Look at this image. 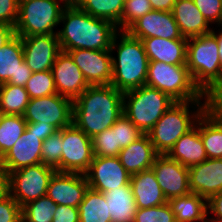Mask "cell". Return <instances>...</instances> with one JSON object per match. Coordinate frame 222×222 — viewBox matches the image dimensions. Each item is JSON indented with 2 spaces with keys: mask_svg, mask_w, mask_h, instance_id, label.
<instances>
[{
  "mask_svg": "<svg viewBox=\"0 0 222 222\" xmlns=\"http://www.w3.org/2000/svg\"><path fill=\"white\" fill-rule=\"evenodd\" d=\"M123 114V92L110 85L89 86L73 100L72 123L90 138L109 129Z\"/></svg>",
  "mask_w": 222,
  "mask_h": 222,
  "instance_id": "cell-1",
  "label": "cell"
},
{
  "mask_svg": "<svg viewBox=\"0 0 222 222\" xmlns=\"http://www.w3.org/2000/svg\"><path fill=\"white\" fill-rule=\"evenodd\" d=\"M57 30V37L62 51L75 49L110 50L118 27L112 22L95 18L78 6L65 7Z\"/></svg>",
  "mask_w": 222,
  "mask_h": 222,
  "instance_id": "cell-2",
  "label": "cell"
},
{
  "mask_svg": "<svg viewBox=\"0 0 222 222\" xmlns=\"http://www.w3.org/2000/svg\"><path fill=\"white\" fill-rule=\"evenodd\" d=\"M216 37L210 32L187 39L186 66L199 89L213 101H222V65Z\"/></svg>",
  "mask_w": 222,
  "mask_h": 222,
  "instance_id": "cell-3",
  "label": "cell"
},
{
  "mask_svg": "<svg viewBox=\"0 0 222 222\" xmlns=\"http://www.w3.org/2000/svg\"><path fill=\"white\" fill-rule=\"evenodd\" d=\"M114 50H117V58L112 55L111 85L123 93L144 86L149 59L142 40L119 31L110 47L112 54Z\"/></svg>",
  "mask_w": 222,
  "mask_h": 222,
  "instance_id": "cell-4",
  "label": "cell"
},
{
  "mask_svg": "<svg viewBox=\"0 0 222 222\" xmlns=\"http://www.w3.org/2000/svg\"><path fill=\"white\" fill-rule=\"evenodd\" d=\"M213 102L176 101L147 133L155 151L159 155H166L176 141L196 125Z\"/></svg>",
  "mask_w": 222,
  "mask_h": 222,
  "instance_id": "cell-5",
  "label": "cell"
},
{
  "mask_svg": "<svg viewBox=\"0 0 222 222\" xmlns=\"http://www.w3.org/2000/svg\"><path fill=\"white\" fill-rule=\"evenodd\" d=\"M145 85L168 94L175 101L212 100L194 83L186 64L149 61Z\"/></svg>",
  "mask_w": 222,
  "mask_h": 222,
  "instance_id": "cell-6",
  "label": "cell"
},
{
  "mask_svg": "<svg viewBox=\"0 0 222 222\" xmlns=\"http://www.w3.org/2000/svg\"><path fill=\"white\" fill-rule=\"evenodd\" d=\"M175 102L168 94L144 85L123 93V114L148 133Z\"/></svg>",
  "mask_w": 222,
  "mask_h": 222,
  "instance_id": "cell-7",
  "label": "cell"
},
{
  "mask_svg": "<svg viewBox=\"0 0 222 222\" xmlns=\"http://www.w3.org/2000/svg\"><path fill=\"white\" fill-rule=\"evenodd\" d=\"M65 6L57 0H19L18 18L14 26L16 35L57 34Z\"/></svg>",
  "mask_w": 222,
  "mask_h": 222,
  "instance_id": "cell-8",
  "label": "cell"
},
{
  "mask_svg": "<svg viewBox=\"0 0 222 222\" xmlns=\"http://www.w3.org/2000/svg\"><path fill=\"white\" fill-rule=\"evenodd\" d=\"M56 172L42 163L17 169L7 175L8 193L23 207L47 195L51 177Z\"/></svg>",
  "mask_w": 222,
  "mask_h": 222,
  "instance_id": "cell-9",
  "label": "cell"
},
{
  "mask_svg": "<svg viewBox=\"0 0 222 222\" xmlns=\"http://www.w3.org/2000/svg\"><path fill=\"white\" fill-rule=\"evenodd\" d=\"M72 116L73 100L59 94L30 99L23 114L27 123H48L57 130L70 126Z\"/></svg>",
  "mask_w": 222,
  "mask_h": 222,
  "instance_id": "cell-10",
  "label": "cell"
},
{
  "mask_svg": "<svg viewBox=\"0 0 222 222\" xmlns=\"http://www.w3.org/2000/svg\"><path fill=\"white\" fill-rule=\"evenodd\" d=\"M61 172L85 174L93 160L92 138L73 123L62 128Z\"/></svg>",
  "mask_w": 222,
  "mask_h": 222,
  "instance_id": "cell-11",
  "label": "cell"
},
{
  "mask_svg": "<svg viewBox=\"0 0 222 222\" xmlns=\"http://www.w3.org/2000/svg\"><path fill=\"white\" fill-rule=\"evenodd\" d=\"M85 176L89 188L102 193L130 184L131 179L118 156H94Z\"/></svg>",
  "mask_w": 222,
  "mask_h": 222,
  "instance_id": "cell-12",
  "label": "cell"
},
{
  "mask_svg": "<svg viewBox=\"0 0 222 222\" xmlns=\"http://www.w3.org/2000/svg\"><path fill=\"white\" fill-rule=\"evenodd\" d=\"M68 53L89 86L111 84L112 53L110 50L75 49Z\"/></svg>",
  "mask_w": 222,
  "mask_h": 222,
  "instance_id": "cell-13",
  "label": "cell"
},
{
  "mask_svg": "<svg viewBox=\"0 0 222 222\" xmlns=\"http://www.w3.org/2000/svg\"><path fill=\"white\" fill-rule=\"evenodd\" d=\"M25 63L34 72L51 70L62 51L57 34L21 37Z\"/></svg>",
  "mask_w": 222,
  "mask_h": 222,
  "instance_id": "cell-14",
  "label": "cell"
},
{
  "mask_svg": "<svg viewBox=\"0 0 222 222\" xmlns=\"http://www.w3.org/2000/svg\"><path fill=\"white\" fill-rule=\"evenodd\" d=\"M167 200L190 193L188 168L167 155H158L151 167Z\"/></svg>",
  "mask_w": 222,
  "mask_h": 222,
  "instance_id": "cell-15",
  "label": "cell"
},
{
  "mask_svg": "<svg viewBox=\"0 0 222 222\" xmlns=\"http://www.w3.org/2000/svg\"><path fill=\"white\" fill-rule=\"evenodd\" d=\"M137 39L158 37L164 39H181L179 27L172 12L152 10L137 19L126 30Z\"/></svg>",
  "mask_w": 222,
  "mask_h": 222,
  "instance_id": "cell-16",
  "label": "cell"
},
{
  "mask_svg": "<svg viewBox=\"0 0 222 222\" xmlns=\"http://www.w3.org/2000/svg\"><path fill=\"white\" fill-rule=\"evenodd\" d=\"M32 73L24 61L21 37L15 35L0 47V85L8 83L25 87Z\"/></svg>",
  "mask_w": 222,
  "mask_h": 222,
  "instance_id": "cell-17",
  "label": "cell"
},
{
  "mask_svg": "<svg viewBox=\"0 0 222 222\" xmlns=\"http://www.w3.org/2000/svg\"><path fill=\"white\" fill-rule=\"evenodd\" d=\"M88 188L85 174L56 171L50 179L47 196L57 205L78 208Z\"/></svg>",
  "mask_w": 222,
  "mask_h": 222,
  "instance_id": "cell-18",
  "label": "cell"
},
{
  "mask_svg": "<svg viewBox=\"0 0 222 222\" xmlns=\"http://www.w3.org/2000/svg\"><path fill=\"white\" fill-rule=\"evenodd\" d=\"M51 72L59 95L74 100L89 87L81 70L68 52L61 51L56 56Z\"/></svg>",
  "mask_w": 222,
  "mask_h": 222,
  "instance_id": "cell-19",
  "label": "cell"
},
{
  "mask_svg": "<svg viewBox=\"0 0 222 222\" xmlns=\"http://www.w3.org/2000/svg\"><path fill=\"white\" fill-rule=\"evenodd\" d=\"M42 142L38 135L26 129L3 156L1 169L8 175L17 169L41 163Z\"/></svg>",
  "mask_w": 222,
  "mask_h": 222,
  "instance_id": "cell-20",
  "label": "cell"
},
{
  "mask_svg": "<svg viewBox=\"0 0 222 222\" xmlns=\"http://www.w3.org/2000/svg\"><path fill=\"white\" fill-rule=\"evenodd\" d=\"M189 188L192 193L208 199L222 192V158H207L202 163L188 168Z\"/></svg>",
  "mask_w": 222,
  "mask_h": 222,
  "instance_id": "cell-21",
  "label": "cell"
},
{
  "mask_svg": "<svg viewBox=\"0 0 222 222\" xmlns=\"http://www.w3.org/2000/svg\"><path fill=\"white\" fill-rule=\"evenodd\" d=\"M199 132L209 159L222 158V102L214 101L199 117Z\"/></svg>",
  "mask_w": 222,
  "mask_h": 222,
  "instance_id": "cell-22",
  "label": "cell"
},
{
  "mask_svg": "<svg viewBox=\"0 0 222 222\" xmlns=\"http://www.w3.org/2000/svg\"><path fill=\"white\" fill-rule=\"evenodd\" d=\"M149 61L164 62L172 65H185L187 38L164 39L150 37L142 39Z\"/></svg>",
  "mask_w": 222,
  "mask_h": 222,
  "instance_id": "cell-23",
  "label": "cell"
},
{
  "mask_svg": "<svg viewBox=\"0 0 222 222\" xmlns=\"http://www.w3.org/2000/svg\"><path fill=\"white\" fill-rule=\"evenodd\" d=\"M159 154L155 151L147 133L119 152L122 166L130 175L150 169Z\"/></svg>",
  "mask_w": 222,
  "mask_h": 222,
  "instance_id": "cell-24",
  "label": "cell"
},
{
  "mask_svg": "<svg viewBox=\"0 0 222 222\" xmlns=\"http://www.w3.org/2000/svg\"><path fill=\"white\" fill-rule=\"evenodd\" d=\"M166 155L187 168L202 163L207 159V154L200 137L199 119L191 130L183 134L176 141Z\"/></svg>",
  "mask_w": 222,
  "mask_h": 222,
  "instance_id": "cell-25",
  "label": "cell"
},
{
  "mask_svg": "<svg viewBox=\"0 0 222 222\" xmlns=\"http://www.w3.org/2000/svg\"><path fill=\"white\" fill-rule=\"evenodd\" d=\"M171 12L181 35L187 39L205 35L212 31L193 0H176Z\"/></svg>",
  "mask_w": 222,
  "mask_h": 222,
  "instance_id": "cell-26",
  "label": "cell"
},
{
  "mask_svg": "<svg viewBox=\"0 0 222 222\" xmlns=\"http://www.w3.org/2000/svg\"><path fill=\"white\" fill-rule=\"evenodd\" d=\"M130 185L137 208L160 206L168 202L152 168L131 175Z\"/></svg>",
  "mask_w": 222,
  "mask_h": 222,
  "instance_id": "cell-27",
  "label": "cell"
},
{
  "mask_svg": "<svg viewBox=\"0 0 222 222\" xmlns=\"http://www.w3.org/2000/svg\"><path fill=\"white\" fill-rule=\"evenodd\" d=\"M176 222H204L207 219V199L196 193L168 200Z\"/></svg>",
  "mask_w": 222,
  "mask_h": 222,
  "instance_id": "cell-28",
  "label": "cell"
},
{
  "mask_svg": "<svg viewBox=\"0 0 222 222\" xmlns=\"http://www.w3.org/2000/svg\"><path fill=\"white\" fill-rule=\"evenodd\" d=\"M112 222H134L137 206L130 184L103 193Z\"/></svg>",
  "mask_w": 222,
  "mask_h": 222,
  "instance_id": "cell-29",
  "label": "cell"
},
{
  "mask_svg": "<svg viewBox=\"0 0 222 222\" xmlns=\"http://www.w3.org/2000/svg\"><path fill=\"white\" fill-rule=\"evenodd\" d=\"M79 222H112L108 203L102 192L91 188L78 205Z\"/></svg>",
  "mask_w": 222,
  "mask_h": 222,
  "instance_id": "cell-30",
  "label": "cell"
},
{
  "mask_svg": "<svg viewBox=\"0 0 222 222\" xmlns=\"http://www.w3.org/2000/svg\"><path fill=\"white\" fill-rule=\"evenodd\" d=\"M125 0H81L78 7L95 18L108 20L120 31Z\"/></svg>",
  "mask_w": 222,
  "mask_h": 222,
  "instance_id": "cell-31",
  "label": "cell"
},
{
  "mask_svg": "<svg viewBox=\"0 0 222 222\" xmlns=\"http://www.w3.org/2000/svg\"><path fill=\"white\" fill-rule=\"evenodd\" d=\"M29 101L25 87L8 83L0 85V114L23 115Z\"/></svg>",
  "mask_w": 222,
  "mask_h": 222,
  "instance_id": "cell-32",
  "label": "cell"
},
{
  "mask_svg": "<svg viewBox=\"0 0 222 222\" xmlns=\"http://www.w3.org/2000/svg\"><path fill=\"white\" fill-rule=\"evenodd\" d=\"M27 127L23 115L0 114V152L4 156L22 136Z\"/></svg>",
  "mask_w": 222,
  "mask_h": 222,
  "instance_id": "cell-33",
  "label": "cell"
},
{
  "mask_svg": "<svg viewBox=\"0 0 222 222\" xmlns=\"http://www.w3.org/2000/svg\"><path fill=\"white\" fill-rule=\"evenodd\" d=\"M57 206L51 198L44 195L22 207V220L24 222H52Z\"/></svg>",
  "mask_w": 222,
  "mask_h": 222,
  "instance_id": "cell-34",
  "label": "cell"
},
{
  "mask_svg": "<svg viewBox=\"0 0 222 222\" xmlns=\"http://www.w3.org/2000/svg\"><path fill=\"white\" fill-rule=\"evenodd\" d=\"M62 142V129L42 142L41 163L58 172H61Z\"/></svg>",
  "mask_w": 222,
  "mask_h": 222,
  "instance_id": "cell-35",
  "label": "cell"
},
{
  "mask_svg": "<svg viewBox=\"0 0 222 222\" xmlns=\"http://www.w3.org/2000/svg\"><path fill=\"white\" fill-rule=\"evenodd\" d=\"M25 89L30 99L57 94L51 70L32 73Z\"/></svg>",
  "mask_w": 222,
  "mask_h": 222,
  "instance_id": "cell-36",
  "label": "cell"
},
{
  "mask_svg": "<svg viewBox=\"0 0 222 222\" xmlns=\"http://www.w3.org/2000/svg\"><path fill=\"white\" fill-rule=\"evenodd\" d=\"M94 156L117 157L121 149L117 146L116 131L113 127L92 137Z\"/></svg>",
  "mask_w": 222,
  "mask_h": 222,
  "instance_id": "cell-37",
  "label": "cell"
},
{
  "mask_svg": "<svg viewBox=\"0 0 222 222\" xmlns=\"http://www.w3.org/2000/svg\"><path fill=\"white\" fill-rule=\"evenodd\" d=\"M112 127L116 131L117 146L120 149L127 147L144 134L124 114L117 119Z\"/></svg>",
  "mask_w": 222,
  "mask_h": 222,
  "instance_id": "cell-38",
  "label": "cell"
},
{
  "mask_svg": "<svg viewBox=\"0 0 222 222\" xmlns=\"http://www.w3.org/2000/svg\"><path fill=\"white\" fill-rule=\"evenodd\" d=\"M152 11L149 0H125L120 31H125L132 23Z\"/></svg>",
  "mask_w": 222,
  "mask_h": 222,
  "instance_id": "cell-39",
  "label": "cell"
},
{
  "mask_svg": "<svg viewBox=\"0 0 222 222\" xmlns=\"http://www.w3.org/2000/svg\"><path fill=\"white\" fill-rule=\"evenodd\" d=\"M134 222H176L169 203L149 208H137Z\"/></svg>",
  "mask_w": 222,
  "mask_h": 222,
  "instance_id": "cell-40",
  "label": "cell"
},
{
  "mask_svg": "<svg viewBox=\"0 0 222 222\" xmlns=\"http://www.w3.org/2000/svg\"><path fill=\"white\" fill-rule=\"evenodd\" d=\"M209 24H222V0H193Z\"/></svg>",
  "mask_w": 222,
  "mask_h": 222,
  "instance_id": "cell-41",
  "label": "cell"
},
{
  "mask_svg": "<svg viewBox=\"0 0 222 222\" xmlns=\"http://www.w3.org/2000/svg\"><path fill=\"white\" fill-rule=\"evenodd\" d=\"M22 207L7 193L0 199V222H21Z\"/></svg>",
  "mask_w": 222,
  "mask_h": 222,
  "instance_id": "cell-42",
  "label": "cell"
},
{
  "mask_svg": "<svg viewBox=\"0 0 222 222\" xmlns=\"http://www.w3.org/2000/svg\"><path fill=\"white\" fill-rule=\"evenodd\" d=\"M19 0H0V23L15 26Z\"/></svg>",
  "mask_w": 222,
  "mask_h": 222,
  "instance_id": "cell-43",
  "label": "cell"
},
{
  "mask_svg": "<svg viewBox=\"0 0 222 222\" xmlns=\"http://www.w3.org/2000/svg\"><path fill=\"white\" fill-rule=\"evenodd\" d=\"M211 213L215 216L210 218ZM207 219L212 222H222V192L213 194L207 199Z\"/></svg>",
  "mask_w": 222,
  "mask_h": 222,
  "instance_id": "cell-44",
  "label": "cell"
},
{
  "mask_svg": "<svg viewBox=\"0 0 222 222\" xmlns=\"http://www.w3.org/2000/svg\"><path fill=\"white\" fill-rule=\"evenodd\" d=\"M52 222H79L78 208L58 205Z\"/></svg>",
  "mask_w": 222,
  "mask_h": 222,
  "instance_id": "cell-45",
  "label": "cell"
},
{
  "mask_svg": "<svg viewBox=\"0 0 222 222\" xmlns=\"http://www.w3.org/2000/svg\"><path fill=\"white\" fill-rule=\"evenodd\" d=\"M26 129L29 132H34L43 141L57 131L51 124H41L40 122L27 123Z\"/></svg>",
  "mask_w": 222,
  "mask_h": 222,
  "instance_id": "cell-46",
  "label": "cell"
},
{
  "mask_svg": "<svg viewBox=\"0 0 222 222\" xmlns=\"http://www.w3.org/2000/svg\"><path fill=\"white\" fill-rule=\"evenodd\" d=\"M16 35L14 26L0 23V47Z\"/></svg>",
  "mask_w": 222,
  "mask_h": 222,
  "instance_id": "cell-47",
  "label": "cell"
},
{
  "mask_svg": "<svg viewBox=\"0 0 222 222\" xmlns=\"http://www.w3.org/2000/svg\"><path fill=\"white\" fill-rule=\"evenodd\" d=\"M152 10L171 12L176 0H149Z\"/></svg>",
  "mask_w": 222,
  "mask_h": 222,
  "instance_id": "cell-48",
  "label": "cell"
},
{
  "mask_svg": "<svg viewBox=\"0 0 222 222\" xmlns=\"http://www.w3.org/2000/svg\"><path fill=\"white\" fill-rule=\"evenodd\" d=\"M7 193V174L0 168V199Z\"/></svg>",
  "mask_w": 222,
  "mask_h": 222,
  "instance_id": "cell-49",
  "label": "cell"
},
{
  "mask_svg": "<svg viewBox=\"0 0 222 222\" xmlns=\"http://www.w3.org/2000/svg\"><path fill=\"white\" fill-rule=\"evenodd\" d=\"M221 26V27H220ZM217 27H220L219 29V32L217 34L215 30V28L213 29L212 28V31L211 33L216 37V40L218 42V46H219V49H218V52H219V59H220V62H221V65H222V24L221 25H218Z\"/></svg>",
  "mask_w": 222,
  "mask_h": 222,
  "instance_id": "cell-50",
  "label": "cell"
},
{
  "mask_svg": "<svg viewBox=\"0 0 222 222\" xmlns=\"http://www.w3.org/2000/svg\"><path fill=\"white\" fill-rule=\"evenodd\" d=\"M81 0H68V7L78 6Z\"/></svg>",
  "mask_w": 222,
  "mask_h": 222,
  "instance_id": "cell-51",
  "label": "cell"
},
{
  "mask_svg": "<svg viewBox=\"0 0 222 222\" xmlns=\"http://www.w3.org/2000/svg\"><path fill=\"white\" fill-rule=\"evenodd\" d=\"M61 2L65 7H68V0H57Z\"/></svg>",
  "mask_w": 222,
  "mask_h": 222,
  "instance_id": "cell-52",
  "label": "cell"
},
{
  "mask_svg": "<svg viewBox=\"0 0 222 222\" xmlns=\"http://www.w3.org/2000/svg\"><path fill=\"white\" fill-rule=\"evenodd\" d=\"M2 160H3V155H2L1 152H0V168H1Z\"/></svg>",
  "mask_w": 222,
  "mask_h": 222,
  "instance_id": "cell-53",
  "label": "cell"
},
{
  "mask_svg": "<svg viewBox=\"0 0 222 222\" xmlns=\"http://www.w3.org/2000/svg\"><path fill=\"white\" fill-rule=\"evenodd\" d=\"M204 222H212V221H210L209 219H206Z\"/></svg>",
  "mask_w": 222,
  "mask_h": 222,
  "instance_id": "cell-54",
  "label": "cell"
}]
</instances>
